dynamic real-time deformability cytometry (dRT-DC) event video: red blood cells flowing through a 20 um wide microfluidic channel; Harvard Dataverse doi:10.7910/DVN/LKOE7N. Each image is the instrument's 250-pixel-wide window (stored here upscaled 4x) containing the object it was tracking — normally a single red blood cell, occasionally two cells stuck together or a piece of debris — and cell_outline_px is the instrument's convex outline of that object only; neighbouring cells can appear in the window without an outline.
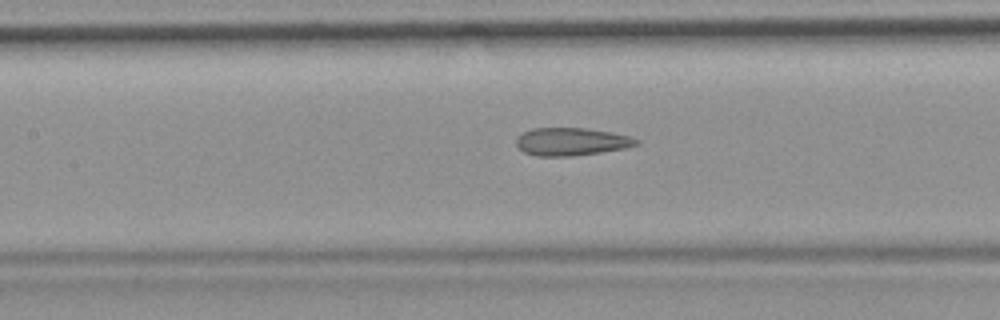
{"species": "common noctule bat (a hibernating species)", "species_latin": "Nyctalus noctula", "temperature_condition": "room temperature", "stored_images_in_passage": 34, "camera_frame_rate_fps": 3000, "um_per_image_px": 0.085, "animal": {"sex": "female", "body_mass_g": 19.9}, "frame": {"image": 1, "passage_image": 15, "time_ms": 4.667, "image_size_px": [1000, 320], "cell_outline_px": [[640, 144], [628, 148], [572, 156], [536, 156], [524, 152], [516, 144], [516, 136], [532, 128], [584, 128], [612, 132], [628, 136], [640, 140]], "centroid_in_image_um": [48.58, 12.04], "position_along_channel_um": 158.8, "area_um2": 19.54}}